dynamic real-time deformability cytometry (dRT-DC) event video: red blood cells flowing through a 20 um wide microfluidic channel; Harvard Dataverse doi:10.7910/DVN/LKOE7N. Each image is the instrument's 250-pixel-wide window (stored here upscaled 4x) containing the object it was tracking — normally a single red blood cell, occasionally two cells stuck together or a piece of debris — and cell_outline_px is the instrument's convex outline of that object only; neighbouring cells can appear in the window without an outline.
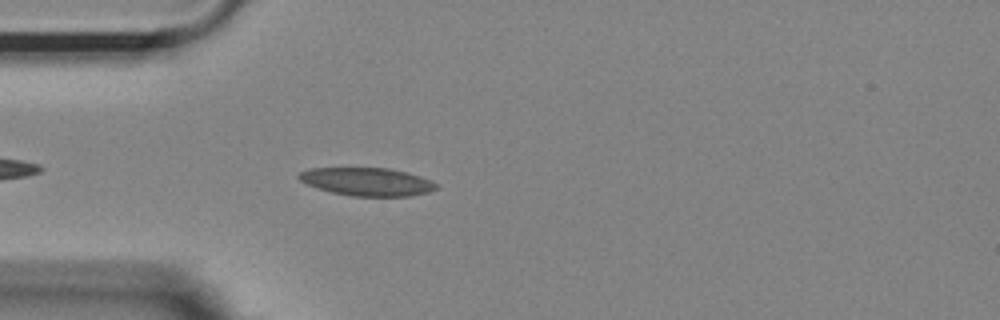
{"species": "Egyptian fruit bat (a non-hibernating species)", "species_latin": "Rousettus aegyptiacus", "temperature_condition": "room temperature", "stored_images_in_passage": 25, "camera_frame_rate_fps": 3000, "um_per_image_px": 0.085, "animal": {"sex": "female"}, "frame": {"image": 1, "passage_image": 5, "time_ms": 1.333, "image_size_px": [1000, 320], "cell_outline_px": [[440, 188], [428, 192], [408, 196], [352, 196], [332, 192], [308, 184], [300, 180], [296, 176], [300, 172], [312, 168], [388, 168], [408, 172], [432, 180], [440, 184]], "centroid_in_image_um": [31.28, 15.44], "position_along_channel_um": 53.7, "area_um2": 22.48}}
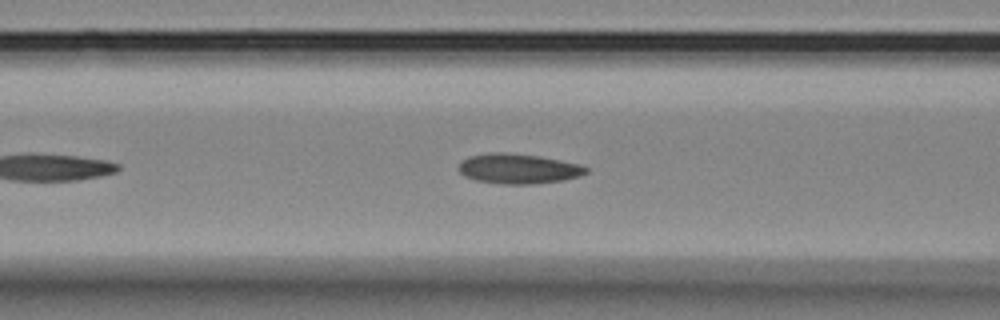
{"frame": {"image": 2, "passage_image": 11, "time_ms": 3.333, "image_size_px": [1000, 320], "cell_outline_px": [[588, 172], [580, 176], [564, 180], [532, 184], [504, 184], [476, 180], [464, 176], [460, 172], [460, 160], [468, 156], [488, 152], [508, 152], [540, 156], [580, 164], [588, 168]], "centroid_in_image_um": [44.06, 14.32], "position_along_channel_um": 122.5, "area_um2": 22.43}}
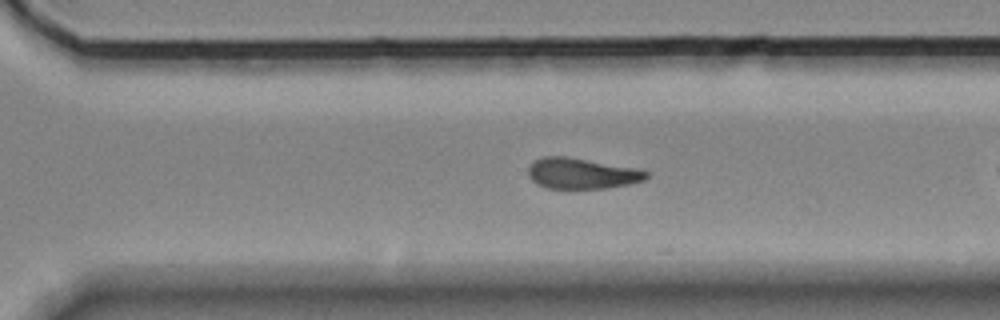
{"frame": {"image": 3, "passage_image": 24, "time_ms": 7.667, "image_size_px": [1000, 320], "cell_outline_px": [[648, 176], [644, 180], [632, 184], [608, 188], [548, 188], [536, 184], [528, 176], [528, 164], [532, 160], [544, 156], [568, 156], [632, 168], [648, 172]], "centroid_in_image_um": [49.38, 14.74], "position_along_channel_um": 321.2, "area_um2": 21.21}}